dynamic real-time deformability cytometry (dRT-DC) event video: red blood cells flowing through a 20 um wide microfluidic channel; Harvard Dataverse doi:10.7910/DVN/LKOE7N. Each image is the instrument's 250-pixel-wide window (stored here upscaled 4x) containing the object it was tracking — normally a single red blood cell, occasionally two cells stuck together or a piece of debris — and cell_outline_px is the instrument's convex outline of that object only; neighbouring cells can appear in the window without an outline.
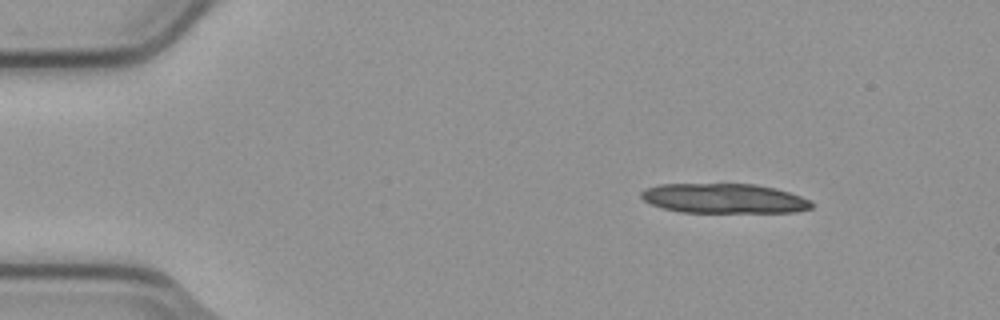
{"species": "common noctule bat (a hibernating species)", "species_latin": "Nyctalus noctula", "temperature_condition": "cold", "stored_images_in_passage": 6, "camera_frame_rate_fps": 3000, "um_per_image_px": 0.085, "animal": {"sex": "male", "body_mass_g": 23.1, "forearm_length_mm": 52.7}, "frame": {"image": 1, "passage_image": 2, "time_ms": 0.333, "image_size_px": [1000, 320], "cell_outline_px": [[812, 208], [796, 212], [680, 212], [664, 208], [652, 204], [644, 200], [640, 196], [640, 192], [644, 188], [660, 184], [756, 184], [776, 188], [812, 200]], "centroid_in_image_um": [61.55, 16.86], "position_along_channel_um": 23.5, "area_um2": 29.54}}